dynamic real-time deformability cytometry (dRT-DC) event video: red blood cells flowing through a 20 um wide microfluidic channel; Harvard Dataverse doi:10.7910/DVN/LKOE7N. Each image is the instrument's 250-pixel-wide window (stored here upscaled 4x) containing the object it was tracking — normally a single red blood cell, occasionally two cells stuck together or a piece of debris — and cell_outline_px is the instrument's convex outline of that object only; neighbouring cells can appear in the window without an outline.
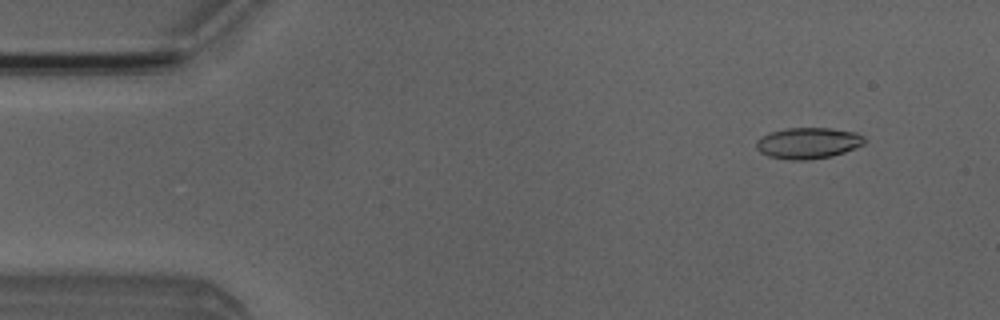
{"species": "Egyptian fruit bat (a non-hibernating species)", "species_latin": "Rousettus aegyptiacus", "temperature_condition": "room temperature", "stored_images_in_passage": 6, "camera_frame_rate_fps": 3000, "um_per_image_px": 0.085, "animal": {"sex": "male"}, "frame": {"image": 1, "passage_image": 2, "time_ms": 1.333, "image_size_px": [1000, 320], "cell_outline_px": [[864, 144], [856, 148], [832, 156], [804, 160], [788, 160], [768, 156], [760, 152], [756, 148], [756, 140], [760, 136], [772, 132], [788, 128], [832, 128], [856, 132], [864, 136]], "centroid_in_image_um": [68.68, 12.16], "position_along_channel_um": 16.3, "area_um2": 19.71}}